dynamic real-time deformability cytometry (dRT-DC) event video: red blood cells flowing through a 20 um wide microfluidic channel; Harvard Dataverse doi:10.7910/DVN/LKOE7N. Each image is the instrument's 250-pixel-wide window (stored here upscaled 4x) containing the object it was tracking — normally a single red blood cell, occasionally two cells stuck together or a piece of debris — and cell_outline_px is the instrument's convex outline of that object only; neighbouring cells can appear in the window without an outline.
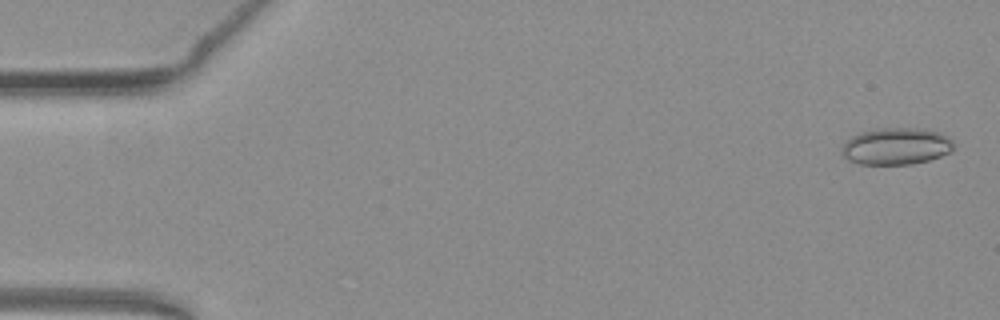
{"species": "common noctule bat (a hibernating species)", "species_latin": "Nyctalus noctula", "temperature_condition": "warm", "stored_images_in_passage": 53, "camera_frame_rate_fps": 3000, "um_per_image_px": 0.085, "animal": {"sex": "female", "body_mass_g": 19.3, "forearm_length_mm": 54.1}, "frame": {"image": 1, "passage_image": 2, "time_ms": 0.333, "image_size_px": [1000, 320], "cell_outline_px": [[952, 148], [948, 152], [940, 156], [928, 160], [912, 164], [860, 164], [844, 156], [844, 144], [852, 136], [860, 132], [876, 128], [928, 128], [944, 136], [952, 144]], "centroid_in_image_um": [76.16, 12.42], "position_along_channel_um": 8.8, "area_um2": 23.47}}
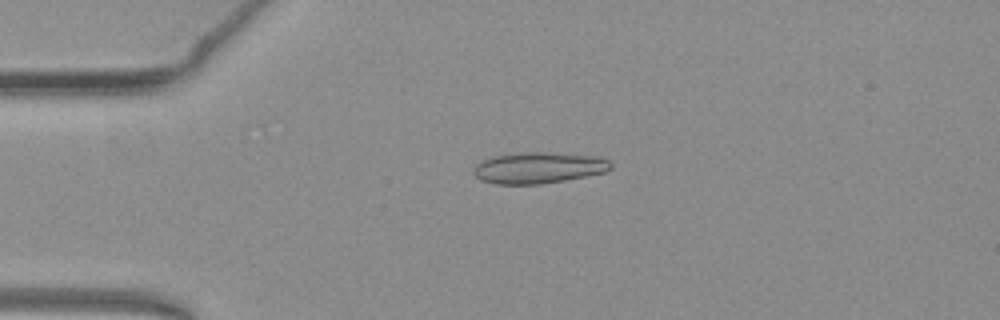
{"frame": {"image": 2, "passage_image": 13, "time_ms": 4.0, "image_size_px": [1000, 320], "cell_outline_px": [[612, 168], [604, 172], [564, 180], [540, 184], [496, 184], [480, 180], [472, 172], [476, 164], [492, 156], [528, 152], [544, 152], [600, 156], [608, 160], [612, 164]], "centroid_in_image_um": [45.77, 14.26], "position_along_channel_um": 39.2, "area_um2": 24.85}}